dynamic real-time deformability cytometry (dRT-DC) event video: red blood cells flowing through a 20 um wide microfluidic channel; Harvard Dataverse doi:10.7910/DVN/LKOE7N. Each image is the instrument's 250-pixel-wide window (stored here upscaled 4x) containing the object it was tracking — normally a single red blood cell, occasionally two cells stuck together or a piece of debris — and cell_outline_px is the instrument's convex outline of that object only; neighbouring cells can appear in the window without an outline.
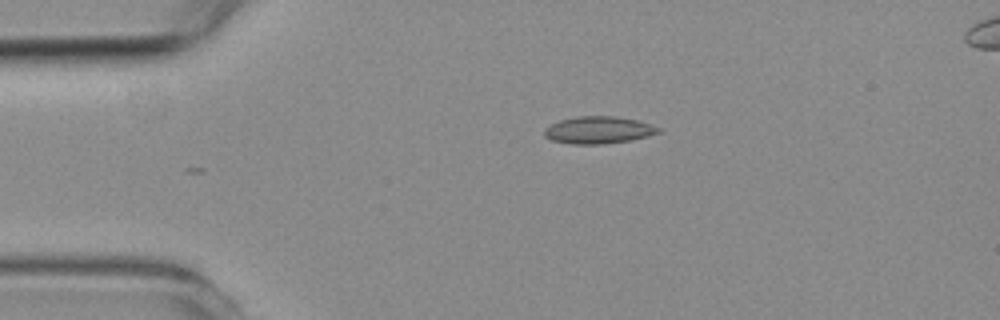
{"species": "common noctule bat (a hibernating species)", "species_latin": "Nyctalus noctula", "temperature_condition": "room temperature", "stored_images_in_passage": 3, "camera_frame_rate_fps": 3000, "um_per_image_px": 0.085, "animal": {"sex": "female", "body_mass_g": 19.3, "forearm_length_mm": 54.1}, "frame": {"image": 1, "passage_image": 1, "time_ms": 0.0, "image_size_px": [1000, 320], "cell_outline_px": [[660, 132], [648, 136], [628, 140], [604, 144], [572, 144], [552, 140], [544, 136], [544, 128], [560, 120], [576, 116], [616, 116], [636, 120], [660, 128]], "centroid_in_image_um": [50.83, 11.05], "position_along_channel_um": 34.2, "area_um2": 17.92}}